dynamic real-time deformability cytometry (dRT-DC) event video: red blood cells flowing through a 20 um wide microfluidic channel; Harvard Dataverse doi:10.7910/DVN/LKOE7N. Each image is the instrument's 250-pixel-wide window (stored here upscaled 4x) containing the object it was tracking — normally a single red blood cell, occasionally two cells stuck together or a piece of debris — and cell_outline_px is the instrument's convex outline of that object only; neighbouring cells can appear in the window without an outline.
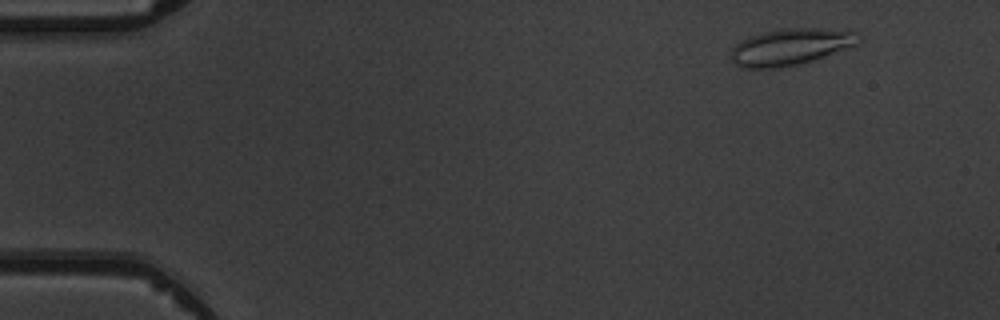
{"species": "common noctule bat (a hibernating species)", "species_latin": "Nyctalus noctula", "temperature_condition": "warm", "stored_images_in_passage": 4, "camera_frame_rate_fps": 3000, "um_per_image_px": 0.085, "animal": {"sex": "male", "body_mass_g": 19.5, "forearm_length_mm": 54.6}, "frame": {"image": 1, "passage_image": 2, "time_ms": 1.0, "image_size_px": [1000, 320], "cell_outline_px": [[860, 40], [856, 44], [804, 64], [780, 68], [744, 68], [736, 64], [732, 60], [732, 48], [736, 44], [752, 36], [764, 32], [780, 28], [820, 28], [860, 32]], "centroid_in_image_um": [67.23, 3.99], "position_along_channel_um": 17.8, "area_um2": 27.11}}
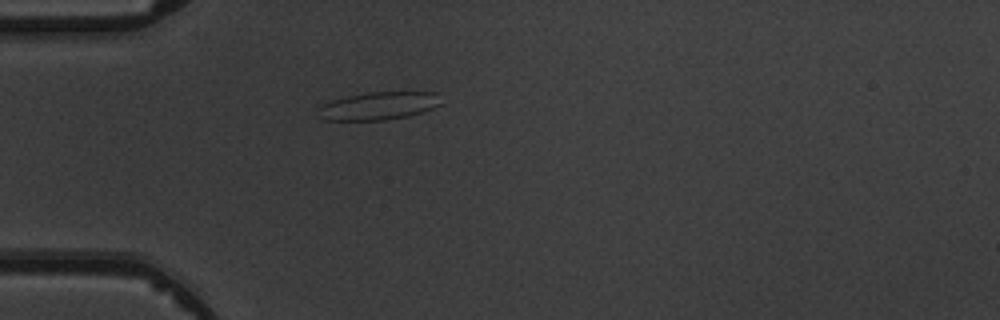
{"frame": {"image": 2, "passage_image": 4, "time_ms": 4.333, "image_size_px": [1000, 320], "cell_outline_px": [[444, 104], [424, 112], [408, 116], [384, 120], [324, 120], [316, 108], [332, 100], [348, 96], [368, 92], [440, 92]], "centroid_in_image_um": [32.29, 8.99], "position_along_channel_um": 52.7, "area_um2": 20.23}}